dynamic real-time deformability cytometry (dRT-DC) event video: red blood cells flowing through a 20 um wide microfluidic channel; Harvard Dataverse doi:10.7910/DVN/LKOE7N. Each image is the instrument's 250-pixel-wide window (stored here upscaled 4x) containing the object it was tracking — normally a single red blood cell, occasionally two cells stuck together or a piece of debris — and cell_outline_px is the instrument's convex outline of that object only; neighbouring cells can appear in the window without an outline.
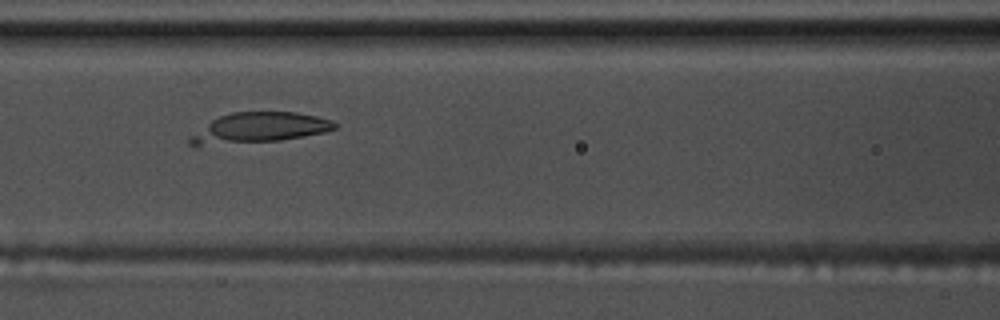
{"species": "common noctule bat (a hibernating species)", "species_latin": "Nyctalus noctula", "temperature_condition": "warm", "stored_images_in_passage": 7, "camera_frame_rate_fps": 3000, "um_per_image_px": 0.085, "animal": {"sex": "male", "body_mass_g": 17.5, "forearm_length_mm": 52.3}, "frame": {"image": 1, "passage_image": 6, "time_ms": 1.667, "image_size_px": [1000, 320], "cell_outline_px": [[336, 128], [324, 132], [304, 136], [280, 140], [200, 144], [188, 144], [188, 140], [192, 136], [212, 120], [220, 116], [232, 112], [296, 112], [316, 116], [332, 120], [336, 124]], "centroid_in_image_um": [22.13, 10.83], "position_along_channel_um": 144.5, "area_um2": 24.51}}
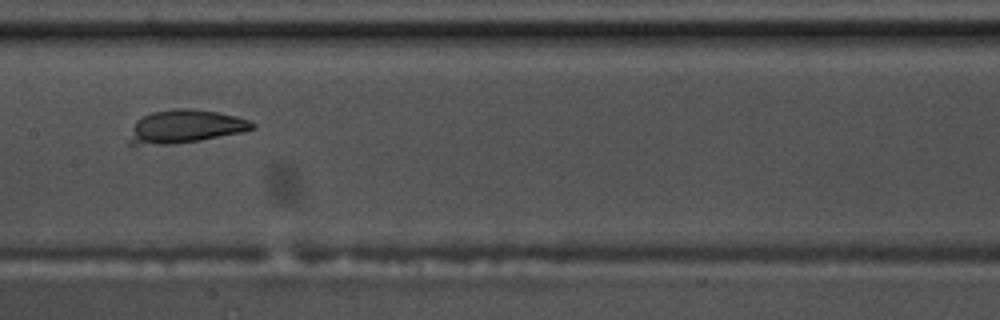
{"frame": {"image": 2, "passage_image": 7, "time_ms": 2.0, "image_size_px": [1000, 320], "cell_outline_px": [[256, 128], [240, 132], [200, 140], [172, 144], [128, 144], [128, 140], [132, 128], [136, 120], [152, 112], [176, 108], [192, 108], [216, 112], [236, 116], [248, 120], [256, 124]], "centroid_in_image_um": [15.74, 10.74], "position_along_channel_um": 191.7, "area_um2": 23.58}}